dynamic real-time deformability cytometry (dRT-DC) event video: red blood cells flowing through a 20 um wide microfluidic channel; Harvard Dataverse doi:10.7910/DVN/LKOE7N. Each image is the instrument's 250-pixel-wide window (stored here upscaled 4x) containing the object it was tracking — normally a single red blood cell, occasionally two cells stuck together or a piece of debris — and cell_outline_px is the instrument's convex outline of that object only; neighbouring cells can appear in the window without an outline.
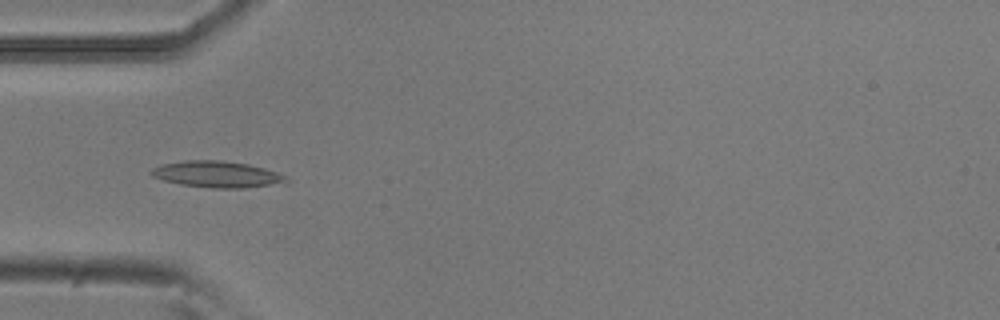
{"species": "common noctule bat (a hibernating species)", "species_latin": "Nyctalus noctula", "temperature_condition": "room temperature", "stored_images_in_passage": 14, "camera_frame_rate_fps": 3000, "um_per_image_px": 0.085, "animal": {"sex": "male", "body_mass_g": 20.5, "forearm_length_mm": 52.5}, "frame": {"image": 1, "passage_image": 5, "time_ms": 1.333, "image_size_px": [1000, 320], "cell_outline_px": [[292, 180], [288, 184], [244, 188], [212, 188], [180, 184], [164, 180], [152, 176], [148, 172], [152, 168], [160, 164], [184, 160], [220, 160], [248, 164], [264, 168], [288, 176]], "centroid_in_image_um": [18.52, 14.82], "position_along_channel_um": 66.5, "area_um2": 21.21}}
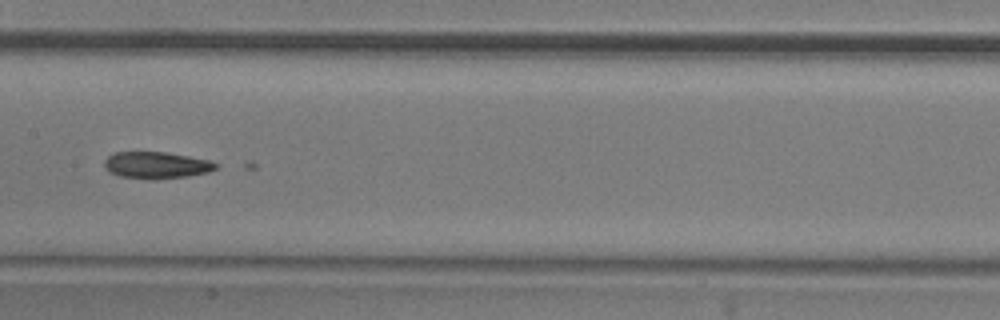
{"frame": {"image": 2, "passage_image": 8, "time_ms": 2.333, "image_size_px": [1000, 320], "cell_outline_px": [[220, 164], [216, 168], [208, 172], [188, 176], [152, 180], [148, 180], [120, 176], [108, 172], [104, 168], [104, 160], [108, 156], [116, 152], [164, 152], [188, 156], [208, 160]], "centroid_in_image_um": [13.26, 14.05], "position_along_channel_um": 194.1, "area_um2": 17.51}}
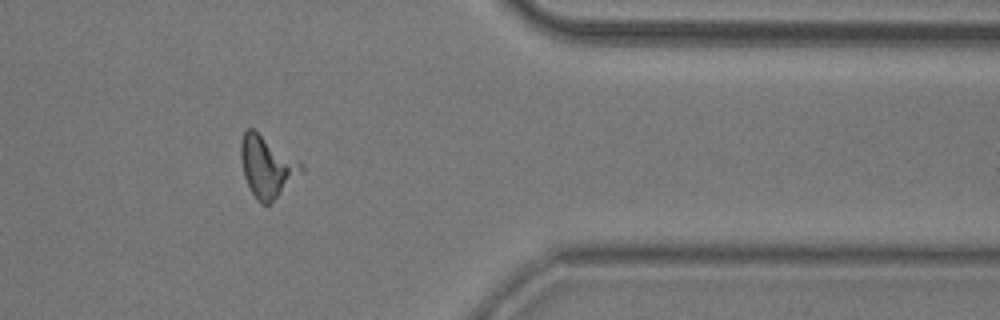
{"frame": {"image": 3, "passage_image": 13, "time_ms": 4.0, "image_size_px": [1000, 320], "cell_outline_px": [[304, 172], [268, 204], [260, 204], [256, 200], [244, 176], [240, 156], [240, 140], [244, 132], [248, 128], [252, 128], [300, 160], [304, 164]], "centroid_in_image_um": [22.71, 14.14], "position_along_channel_um": 388.7, "area_um2": 21.62}}